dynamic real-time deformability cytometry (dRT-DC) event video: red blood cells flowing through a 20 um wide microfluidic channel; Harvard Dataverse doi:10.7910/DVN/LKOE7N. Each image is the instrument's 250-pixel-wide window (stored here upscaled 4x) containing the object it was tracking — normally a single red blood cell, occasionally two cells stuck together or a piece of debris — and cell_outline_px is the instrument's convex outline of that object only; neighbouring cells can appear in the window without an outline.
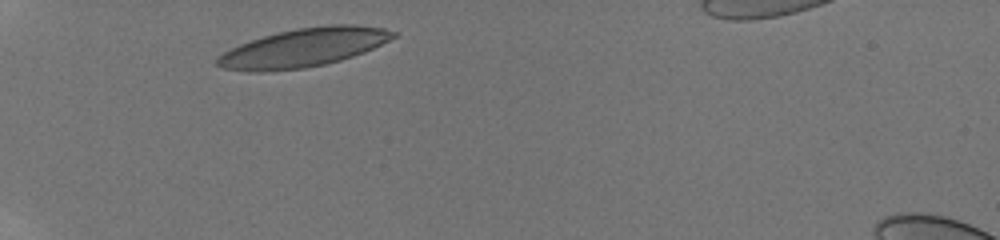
{"species": "human", "species_latin": "Homo sapiens", "temperature_condition": "room temperature", "stored_images_in_passage": 4, "camera_frame_rate_fps": 3000, "um_per_image_px": 0.085, "donor": {"sex": "male"}, "frame": {"image": 1, "passage_image": 1, "time_ms": 0.0, "image_size_px": [1000, 240], "cell_outline_px": [[396, 36], [364, 52], [340, 60], [324, 64], [304, 68], [260, 72], [252, 72], [224, 68], [216, 64], [216, 60], [224, 52], [240, 44], [276, 32], [296, 28], [328, 24], [356, 24], [384, 28], [396, 32]], "centroid_in_image_um": [25.81, 4.04], "position_along_channel_um": 59.2, "area_um2": 39.25}}
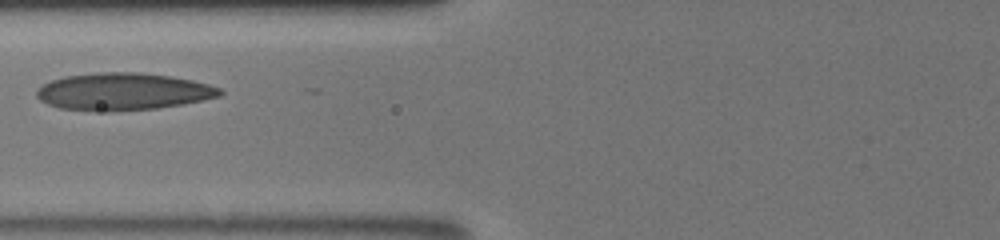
{"frame": {"image": 2, "passage_image": 3, "time_ms": 2.0, "image_size_px": [1000, 240], "cell_outline_px": [[224, 92], [220, 96], [184, 104], [156, 108], [108, 112], [60, 108], [48, 104], [40, 100], [36, 96], [36, 88], [52, 80], [64, 76], [96, 72], [136, 72], [168, 76], [192, 80], [208, 84], [220, 88]], "centroid_in_image_um": [10.44, 7.79], "position_along_channel_um": 115.4, "area_um2": 39.82}}
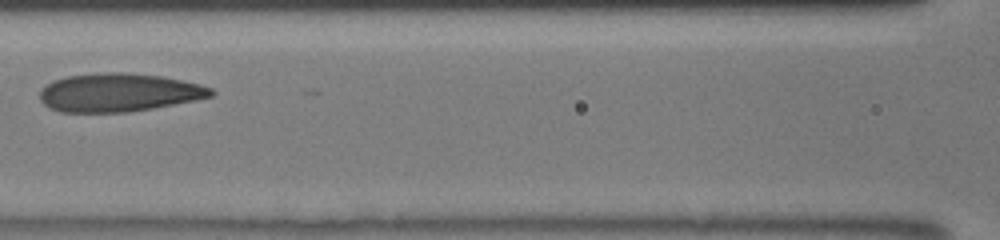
{"frame": {"image": 3, "passage_image": 4, "time_ms": 3.0, "image_size_px": [1000, 240], "cell_outline_px": [[216, 92], [212, 96], [196, 100], [152, 108], [128, 112], [60, 112], [48, 108], [40, 100], [40, 88], [44, 84], [52, 80], [68, 76], [104, 72], [124, 72], [160, 76], [200, 84], [212, 88]], "centroid_in_image_um": [10.06, 7.86], "position_along_channel_um": 156.5, "area_um2": 38.44}}